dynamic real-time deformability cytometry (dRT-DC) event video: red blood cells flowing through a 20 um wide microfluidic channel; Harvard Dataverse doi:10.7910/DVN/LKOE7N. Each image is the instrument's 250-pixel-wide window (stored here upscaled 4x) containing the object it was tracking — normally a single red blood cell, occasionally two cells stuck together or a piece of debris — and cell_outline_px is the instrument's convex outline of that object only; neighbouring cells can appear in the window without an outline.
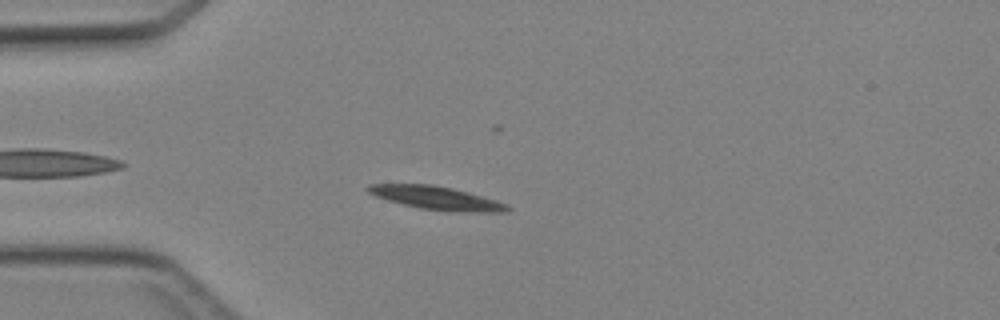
{"species": "Egyptian fruit bat (a non-hibernating species)", "species_latin": "Rousettus aegyptiacus", "temperature_condition": "cold", "stored_images_in_passage": 39, "camera_frame_rate_fps": 3000, "um_per_image_px": 0.085, "animal": {"sex": "female"}, "frame": {"image": 1, "passage_image": 4, "time_ms": 1.0, "image_size_px": [1000, 320], "cell_outline_px": [[512, 208], [504, 212], [456, 212], [420, 208], [388, 200], [376, 196], [368, 192], [364, 188], [368, 184], [432, 184], [452, 188], [468, 192], [496, 200], [508, 204]], "centroid_in_image_um": [37.12, 16.83], "position_along_channel_um": 47.9, "area_um2": 18.9}}
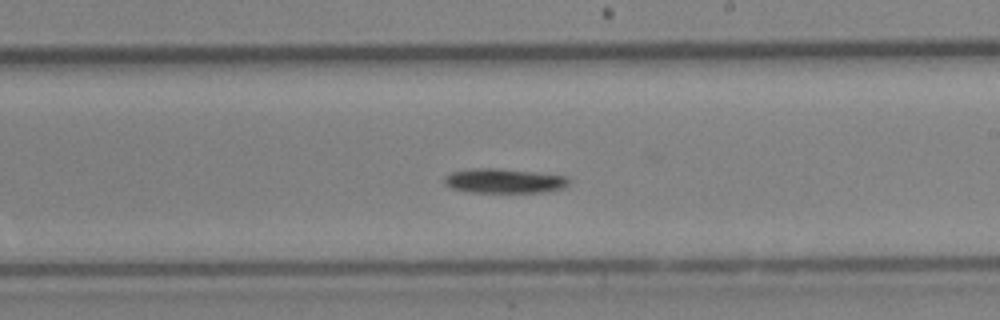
{"frame": {"image": 2, "passage_image": 19, "time_ms": 6.0, "image_size_px": [1000, 320], "cell_outline_px": [[572, 180], [564, 188], [544, 192], [468, 192], [452, 188], [444, 184], [444, 176], [452, 172], [476, 168], [496, 168], [568, 176]], "centroid_in_image_um": [42.87, 15.38], "position_along_channel_um": 246.1, "area_um2": 17.8}}
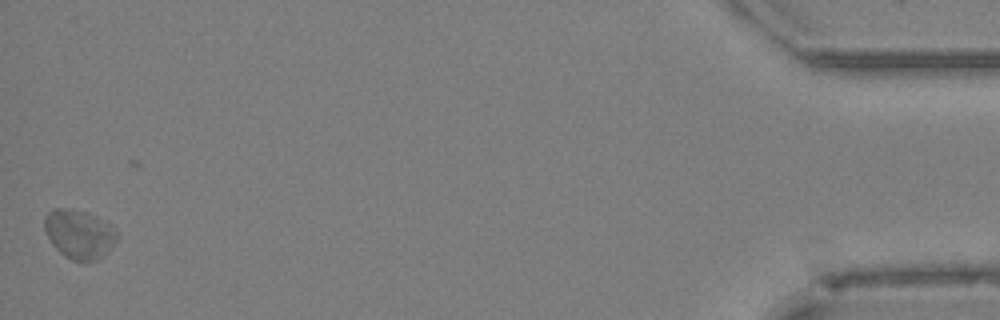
{"frame": {"image": 3, "passage_image": 38, "time_ms": 12.333, "image_size_px": [1000, 320], "cell_outline_px": [[120, 236], [108, 252], [96, 260], [72, 260], [64, 256], [52, 244], [44, 228], [44, 216], [52, 208], [64, 208], [84, 212], [112, 224]], "centroid_in_image_um": [6.75, 19.89], "position_along_channel_um": 428.5, "area_um2": 20.63}}